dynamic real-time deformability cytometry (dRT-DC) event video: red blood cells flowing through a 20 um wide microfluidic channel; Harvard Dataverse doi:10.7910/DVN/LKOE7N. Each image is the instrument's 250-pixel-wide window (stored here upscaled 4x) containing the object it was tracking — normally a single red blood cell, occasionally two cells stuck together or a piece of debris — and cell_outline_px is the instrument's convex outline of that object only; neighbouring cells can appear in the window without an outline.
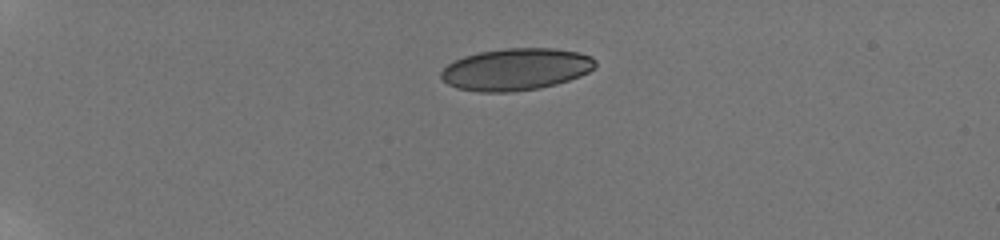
{"species": "human", "species_latin": "Homo sapiens", "temperature_condition": "room temperature", "stored_images_in_passage": 6, "camera_frame_rate_fps": 3000, "um_per_image_px": 0.085, "donor": {"sex": "male"}, "frame": {"image": 1, "passage_image": 1, "time_ms": 0.0, "image_size_px": [1000, 240], "cell_outline_px": [[596, 68], [580, 76], [556, 84], [540, 88], [512, 92], [480, 92], [456, 88], [448, 84], [440, 76], [440, 72], [448, 64], [464, 56], [480, 52], [504, 48], [552, 48], [580, 52], [592, 56], [596, 60]], "centroid_in_image_um": [43.88, 5.89], "position_along_channel_um": 41.1, "area_um2": 37.92}}
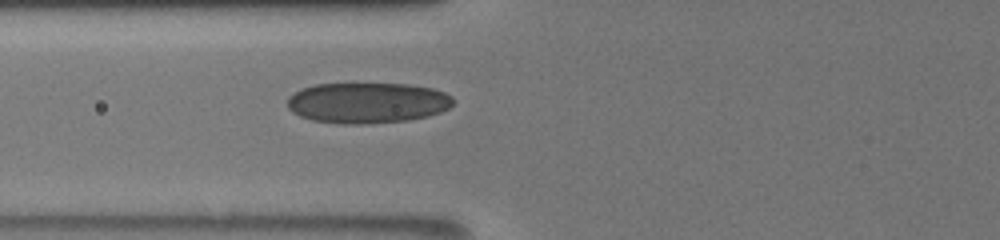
{"frame": {"image": 2, "passage_image": 6, "time_ms": 3.333, "image_size_px": [1000, 240], "cell_outline_px": [[452, 104], [448, 108], [440, 112], [428, 116], [408, 120], [360, 124], [344, 124], [312, 120], [300, 116], [292, 112], [288, 108], [288, 96], [304, 88], [316, 84], [408, 84], [432, 88], [444, 92], [452, 96]], "centroid_in_image_um": [31.22, 8.74], "position_along_channel_um": 94.6, "area_um2": 39.13}}